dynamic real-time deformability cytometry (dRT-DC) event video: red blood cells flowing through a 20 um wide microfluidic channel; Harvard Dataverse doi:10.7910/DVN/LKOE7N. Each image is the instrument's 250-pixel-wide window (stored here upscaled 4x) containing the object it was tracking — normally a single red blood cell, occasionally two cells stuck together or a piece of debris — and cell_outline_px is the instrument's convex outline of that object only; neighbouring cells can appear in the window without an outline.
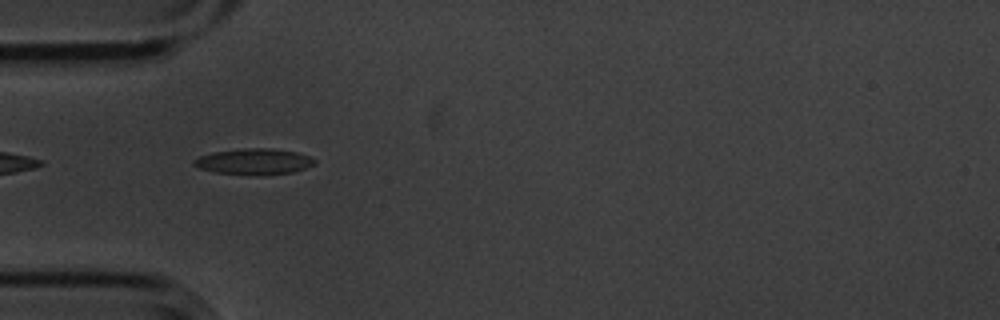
{"species": "common noctule bat (a hibernating species)", "species_latin": "Nyctalus noctula", "temperature_condition": "cold", "stored_images_in_passage": 2, "camera_frame_rate_fps": 3000, "um_per_image_px": 0.085, "animal": {"sex": "male", "body_mass_g": 20.1, "forearm_length_mm": 53.5}, "frame": {"image": 1, "passage_image": 1, "time_ms": 0.0, "image_size_px": [1000, 320], "cell_outline_px": [[316, 164], [292, 172], [264, 176], [216, 172], [200, 168], [192, 164], [192, 160], [200, 156], [212, 152], [244, 148], [272, 148], [296, 152], [308, 156], [316, 160]], "centroid_in_image_um": [21.59, 13.73], "position_along_channel_um": 63.4, "area_um2": 18.32}}
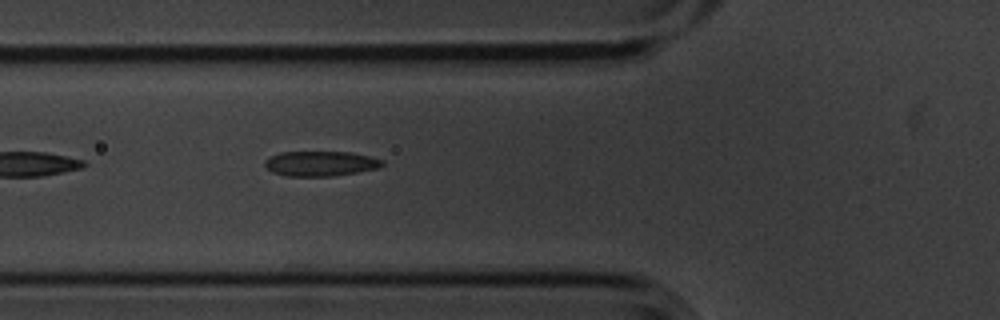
{"frame": {"image": 2, "passage_image": 2, "time_ms": 0.333, "image_size_px": [1000, 320], "cell_outline_px": [[384, 164], [380, 168], [332, 176], [288, 176], [272, 172], [264, 164], [264, 160], [268, 156], [280, 152], [348, 152], [368, 156], [384, 160]], "centroid_in_image_um": [27.22, 13.9], "position_along_channel_um": 98.6, "area_um2": 17.11}}